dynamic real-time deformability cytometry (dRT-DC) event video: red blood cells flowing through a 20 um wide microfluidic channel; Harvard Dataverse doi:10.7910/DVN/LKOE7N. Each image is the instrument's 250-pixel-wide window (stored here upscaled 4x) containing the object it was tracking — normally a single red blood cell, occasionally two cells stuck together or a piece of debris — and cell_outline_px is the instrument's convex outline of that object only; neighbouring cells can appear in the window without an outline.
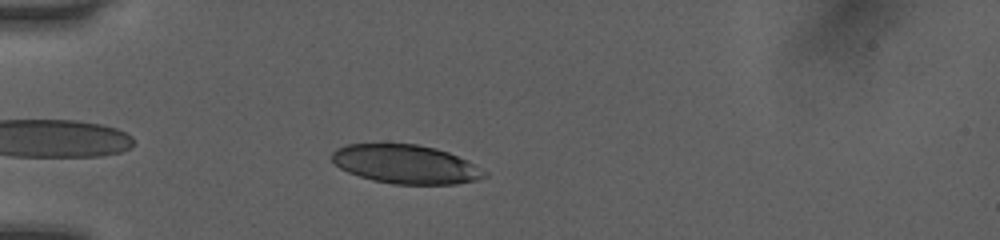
{"species": "human", "species_latin": "Homo sapiens", "temperature_condition": "room temperature", "stored_images_in_passage": 37, "camera_frame_rate_fps": 3000, "um_per_image_px": 0.085, "donor": {"sex": "female"}, "frame": {"image": 1, "passage_image": 4, "time_ms": 1.0, "image_size_px": [1000, 240], "cell_outline_px": [[488, 176], [476, 180], [456, 184], [392, 184], [372, 180], [348, 172], [340, 168], [332, 160], [332, 152], [348, 144], [416, 144], [436, 148], [448, 152], [468, 160], [488, 172]], "centroid_in_image_um": [34.54, 13.97], "position_along_channel_um": 50.5, "area_um2": 34.45}}
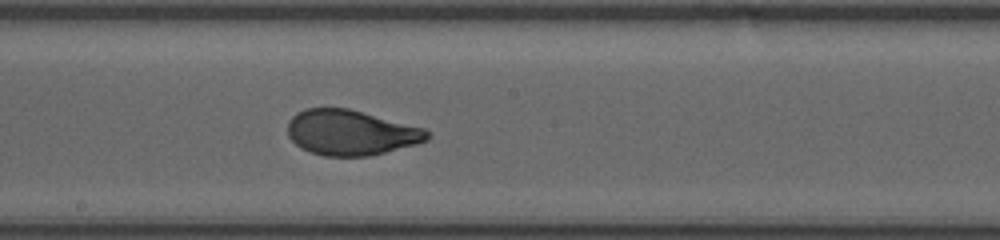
{"frame": {"image": 2, "passage_image": 18, "time_ms": 5.667, "image_size_px": [1000, 240], "cell_outline_px": [[428, 140], [416, 144], [368, 156], [324, 156], [308, 152], [300, 148], [288, 136], [288, 120], [296, 112], [304, 108], [348, 108], [424, 128], [428, 132]], "centroid_in_image_um": [29.77, 11.27], "position_along_channel_um": 218.4, "area_um2": 36.76}}
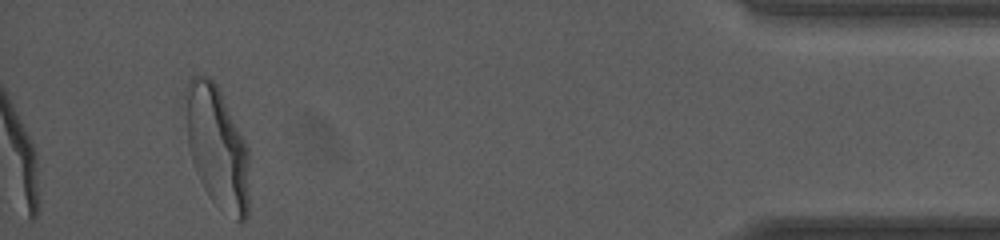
{"frame": {"image": 3, "passage_image": 37, "time_ms": 12.0, "image_size_px": [1000, 240], "cell_outline_px": [[248, 216], [240, 224], [216, 204], [208, 196], [200, 180], [192, 160], [188, 148], [184, 92], [184, 88], [188, 80], [192, 76], [208, 76], [216, 84], [248, 148]], "centroid_in_image_um": [18.43, 12.51], "position_along_channel_um": 416.8, "area_um2": 45.08}, "authors_computed_cell_mechanics": {"area_um2": 37.0498, "velocity_mm_per_s": 4.0565, "shape_relaxation_time_tau1_ms": 3.6632, "shape_relaxation_time_tau2_ms": null, "deformation_change_tau1": 0.163, "deformation_change_tau2": null}}